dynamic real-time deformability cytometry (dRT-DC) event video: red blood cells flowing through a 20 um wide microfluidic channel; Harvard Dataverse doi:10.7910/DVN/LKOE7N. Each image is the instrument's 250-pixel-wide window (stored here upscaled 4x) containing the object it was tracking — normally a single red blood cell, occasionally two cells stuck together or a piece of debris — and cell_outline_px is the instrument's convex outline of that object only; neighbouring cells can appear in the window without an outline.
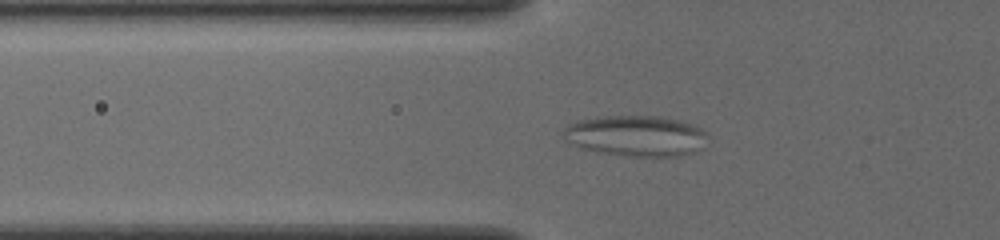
{"species": "common noctule bat (a hibernating species)", "species_latin": "Nyctalus noctula", "temperature_condition": "cold", "stored_images_in_passage": 59, "camera_frame_rate_fps": 3000, "um_per_image_px": 0.085, "animal": {"sex": "female", "body_mass_g": 19.5, "forearm_length_mm": 54.1}, "frame": {"image": 1, "passage_image": 23, "time_ms": 7.333, "image_size_px": [1000, 240], "cell_outline_px": [[704, 148], [696, 152], [676, 156], [628, 156], [596, 152], [580, 148], [564, 140], [564, 128], [568, 124], [580, 120], [608, 116], [660, 116], [680, 120], [700, 128], [704, 132]], "centroid_in_image_um": [54.03, 11.56], "position_along_channel_um": 71.8, "area_um2": 34.22}}
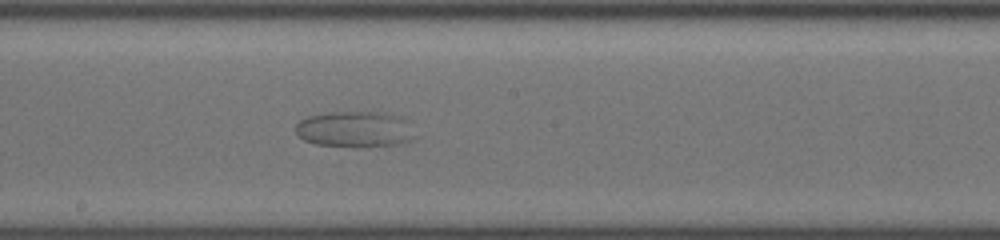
{"frame": {"image": 2, "passage_image": 35, "time_ms": 11.333, "image_size_px": [1000, 240], "cell_outline_px": [[420, 136], [416, 140], [400, 144], [364, 148], [316, 144], [304, 140], [296, 132], [296, 124], [300, 120], [308, 116], [332, 112], [372, 112], [400, 116]], "centroid_in_image_um": [30.24, 11.02], "position_along_channel_um": 218.0, "area_um2": 25.43}}
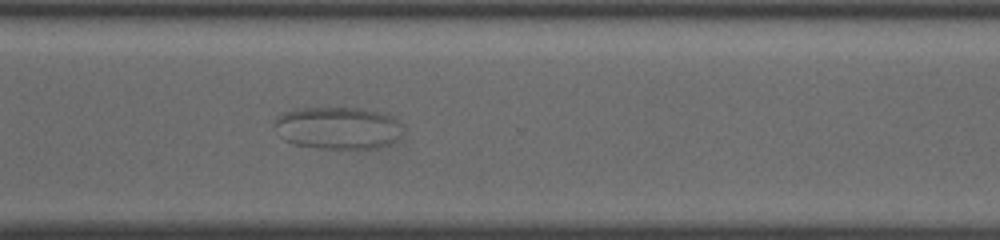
{"frame": {"image": 3, "passage_image": 45, "time_ms": 14.667, "image_size_px": [1000, 240], "cell_outline_px": [[400, 140], [376, 148], [316, 148], [292, 144], [284, 140], [272, 124], [284, 112], [296, 108], [360, 108], [380, 112], [392, 116], [396, 120]], "centroid_in_image_um": [28.66, 10.88], "position_along_channel_um": 341.9, "area_um2": 31.44}}